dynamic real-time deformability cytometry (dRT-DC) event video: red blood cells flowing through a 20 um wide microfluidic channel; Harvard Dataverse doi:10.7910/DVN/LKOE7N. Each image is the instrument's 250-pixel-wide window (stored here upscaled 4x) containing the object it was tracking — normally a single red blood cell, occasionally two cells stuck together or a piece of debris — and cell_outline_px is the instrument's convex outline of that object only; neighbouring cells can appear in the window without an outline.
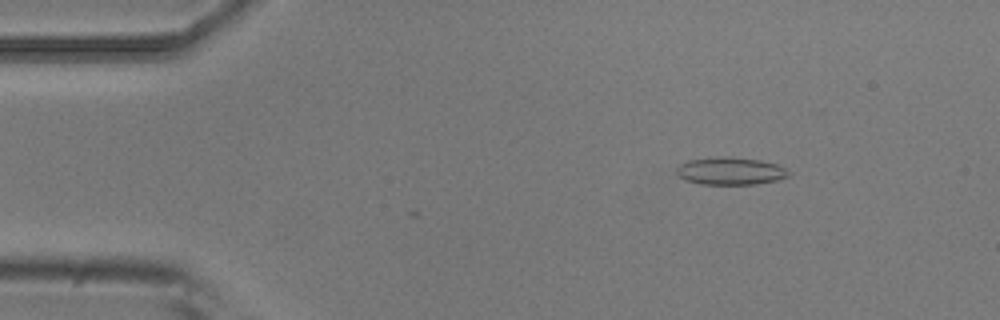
{"species": "common noctule bat (a hibernating species)", "species_latin": "Nyctalus noctula", "temperature_condition": "room temperature", "stored_images_in_passage": 3, "camera_frame_rate_fps": 3000, "um_per_image_px": 0.085, "animal": {"sex": "male", "body_mass_g": 20.5, "forearm_length_mm": 52.5}, "frame": {"image": 1, "passage_image": 3, "time_ms": 0.667, "image_size_px": [1000, 320], "cell_outline_px": [[792, 172], [788, 176], [776, 180], [756, 184], [700, 184], [684, 180], [676, 172], [676, 168], [680, 164], [688, 160], [760, 160], [776, 164]], "centroid_in_image_um": [62.11, 14.6], "position_along_channel_um": 22.9, "area_um2": 16.88}}